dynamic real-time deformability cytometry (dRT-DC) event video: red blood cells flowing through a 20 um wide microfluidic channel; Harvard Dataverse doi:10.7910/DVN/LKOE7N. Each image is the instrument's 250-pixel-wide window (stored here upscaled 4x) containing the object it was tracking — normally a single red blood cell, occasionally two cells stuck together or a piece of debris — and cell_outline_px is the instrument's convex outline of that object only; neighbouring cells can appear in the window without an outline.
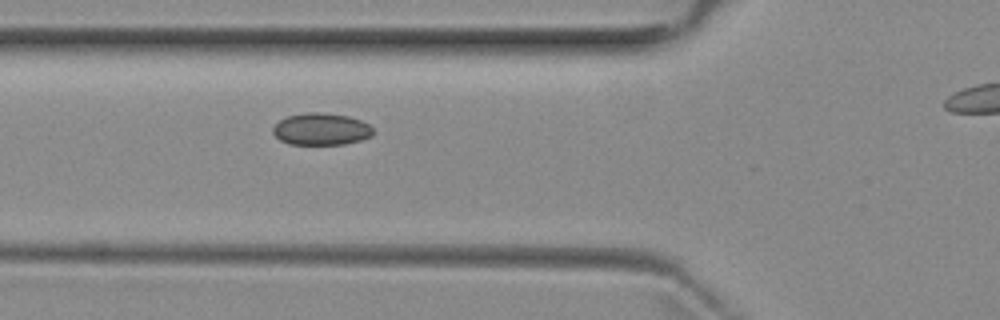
{"species": "common noctule bat (a hibernating species)", "species_latin": "Nyctalus noctula", "temperature_condition": "room temperature", "stored_images_in_passage": 2, "camera_frame_rate_fps": 3000, "um_per_image_px": 0.085, "animal": {"sex": "female", "body_mass_g": 29.2, "forearm_length_mm": 56.3}, "frame": {"image": 1, "passage_image": 2, "time_ms": 1.0, "image_size_px": [1000, 320], "cell_outline_px": [[372, 136], [360, 140], [344, 144], [288, 144], [280, 140], [272, 132], [272, 128], [280, 120], [288, 116], [308, 112], [320, 112], [348, 116], [360, 120], [368, 124], [372, 128]], "centroid_in_image_um": [27.28, 10.98], "position_along_channel_um": 98.5, "area_um2": 18.55}}